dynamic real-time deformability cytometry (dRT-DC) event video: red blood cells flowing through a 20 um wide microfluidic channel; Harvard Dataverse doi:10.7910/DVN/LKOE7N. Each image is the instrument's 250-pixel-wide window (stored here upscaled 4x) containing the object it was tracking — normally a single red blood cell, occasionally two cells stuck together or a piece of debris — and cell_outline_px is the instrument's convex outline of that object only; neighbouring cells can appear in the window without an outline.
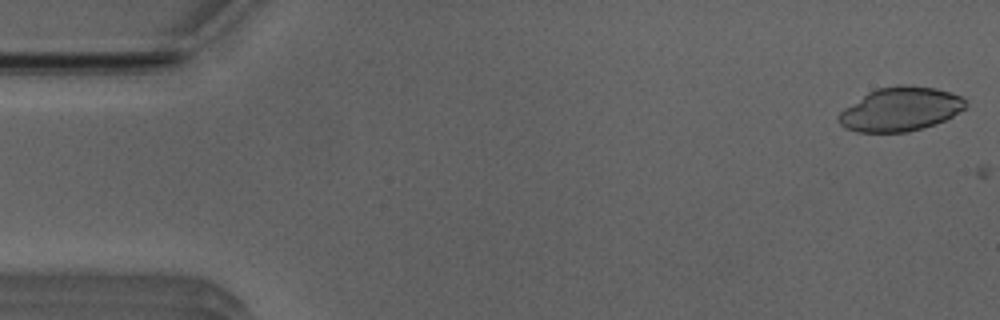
{"species": "Egyptian fruit bat (a non-hibernating species)", "species_latin": "Rousettus aegyptiacus", "temperature_condition": "room temperature", "stored_images_in_passage": 2, "camera_frame_rate_fps": 3000, "um_per_image_px": 0.085, "animal": {"sex": "male"}, "frame": {"image": 1, "passage_image": 1, "time_ms": 0.0, "image_size_px": [1000, 320], "cell_outline_px": [[964, 108], [952, 116], [944, 120], [908, 132], [856, 132], [844, 128], [836, 120], [836, 116], [844, 108], [868, 92], [876, 88], [896, 84], [904, 84], [936, 88], [960, 96], [964, 100]], "centroid_in_image_um": [76.45, 9.27], "position_along_channel_um": 8.6, "area_um2": 32.37}}